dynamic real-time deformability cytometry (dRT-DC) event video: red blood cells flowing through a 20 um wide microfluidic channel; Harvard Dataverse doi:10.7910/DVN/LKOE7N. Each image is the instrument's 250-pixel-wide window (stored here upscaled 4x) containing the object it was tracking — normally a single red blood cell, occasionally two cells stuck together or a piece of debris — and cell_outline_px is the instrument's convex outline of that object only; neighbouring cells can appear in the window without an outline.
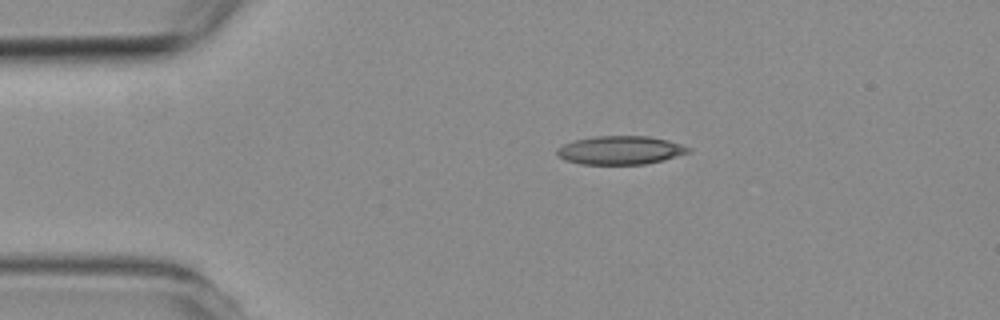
{"species": "common noctule bat (a hibernating species)", "species_latin": "Nyctalus noctula", "temperature_condition": "room temperature", "stored_images_in_passage": 3, "camera_frame_rate_fps": 3000, "um_per_image_px": 0.085, "animal": {"sex": "female", "body_mass_g": 19.3, "forearm_length_mm": 54.1}, "frame": {"image": 1, "passage_image": 2, "time_ms": 1.0, "image_size_px": [1000, 320], "cell_outline_px": [[692, 152], [664, 160], [644, 164], [580, 164], [564, 160], [556, 156], [556, 148], [572, 140], [592, 136], [648, 136], [668, 140], [692, 148]], "centroid_in_image_um": [52.71, 12.76], "position_along_channel_um": 32.3, "area_um2": 22.14}}